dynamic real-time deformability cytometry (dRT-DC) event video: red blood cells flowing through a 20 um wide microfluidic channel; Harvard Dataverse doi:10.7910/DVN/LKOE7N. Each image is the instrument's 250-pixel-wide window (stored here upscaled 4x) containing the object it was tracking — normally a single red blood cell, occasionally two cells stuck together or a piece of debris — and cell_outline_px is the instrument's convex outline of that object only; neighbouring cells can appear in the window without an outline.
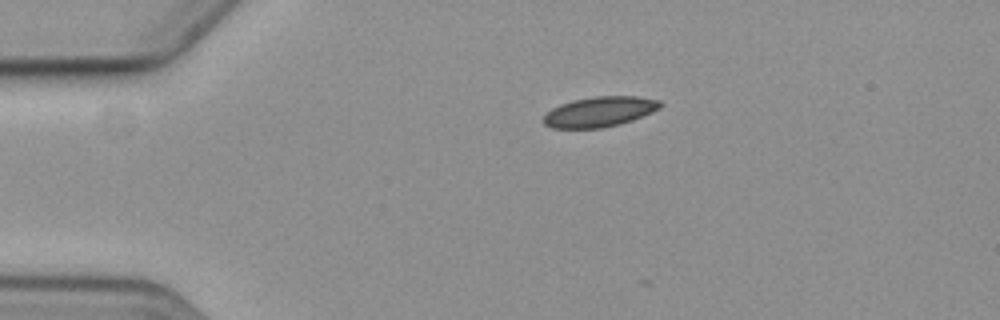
{"species": "common noctule bat (a hibernating species)", "species_latin": "Nyctalus noctula", "temperature_condition": "cold", "stored_images_in_passage": 7, "camera_frame_rate_fps": 3000, "um_per_image_px": 0.085, "animal": {"sex": "female", "body_mass_g": 19.3, "forearm_length_mm": 54.1}, "frame": {"image": 1, "passage_image": 1, "time_ms": 0.0, "image_size_px": [1000, 320], "cell_outline_px": [[664, 104], [660, 108], [652, 112], [632, 120], [620, 124], [600, 128], [552, 128], [544, 124], [540, 120], [552, 108], [560, 104], [572, 100], [592, 96], [636, 96], [660, 100]], "centroid_in_image_um": [50.96, 9.49], "position_along_channel_um": 34.0, "area_um2": 20.69}}
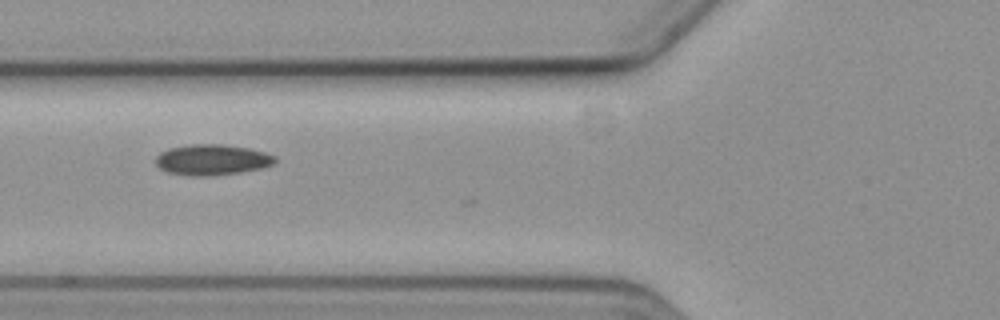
{"frame": {"image": 2, "passage_image": 4, "time_ms": 3.333, "image_size_px": [1000, 320], "cell_outline_px": [[276, 164], [264, 168], [240, 172], [208, 176], [192, 176], [168, 172], [160, 168], [156, 164], [156, 156], [160, 152], [168, 148], [188, 144], [220, 144], [248, 148], [264, 152], [276, 156]], "centroid_in_image_um": [18.04, 13.58], "position_along_channel_um": 107.8, "area_um2": 21.5}}
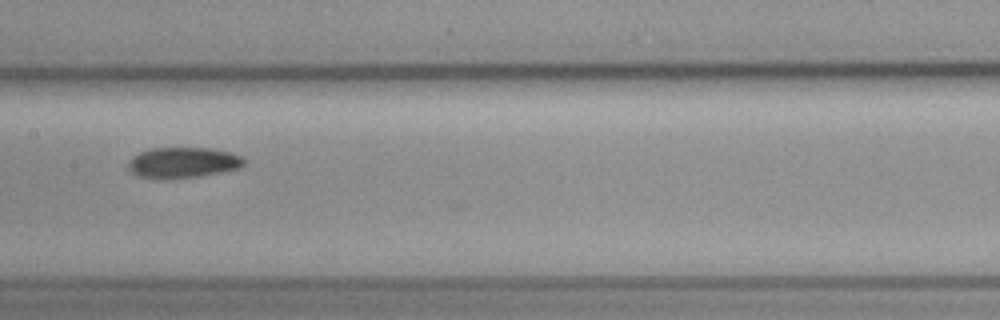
{"frame": {"image": 3, "passage_image": 6, "time_ms": 5.667, "image_size_px": [1000, 320], "cell_outline_px": [[248, 160], [240, 168], [200, 176], [136, 176], [128, 168], [128, 164], [132, 156], [140, 152], [152, 148], [212, 148], [232, 152], [244, 156]], "centroid_in_image_um": [15.65, 13.77], "position_along_channel_um": 191.7, "area_um2": 20.23}}